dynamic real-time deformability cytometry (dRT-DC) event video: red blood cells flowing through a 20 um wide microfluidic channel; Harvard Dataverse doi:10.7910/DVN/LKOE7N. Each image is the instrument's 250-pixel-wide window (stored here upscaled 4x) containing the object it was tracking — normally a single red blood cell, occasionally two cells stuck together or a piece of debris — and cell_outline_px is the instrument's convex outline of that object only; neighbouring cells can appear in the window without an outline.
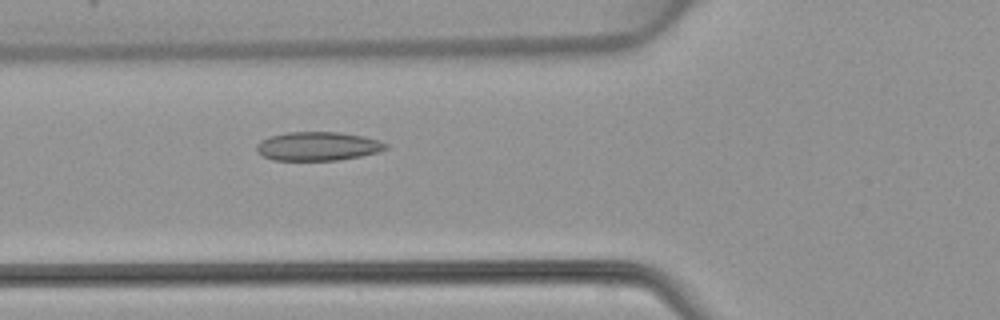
{"species": "common noctule bat (a hibernating species)", "species_latin": "Nyctalus noctula", "temperature_condition": "warm", "stored_images_in_passage": 48, "camera_frame_rate_fps": 3000, "um_per_image_px": 0.085, "animal": {"sex": "female", "body_mass_g": 22.7, "forearm_length_mm": 54.2}, "frame": {"image": 1, "passage_image": 18, "time_ms": 5.667, "image_size_px": [1000, 320], "cell_outline_px": [[388, 148], [376, 152], [360, 156], [340, 160], [272, 160], [256, 152], [256, 144], [260, 140], [268, 136], [288, 132], [340, 132], [364, 136], [380, 140], [388, 144]], "centroid_in_image_um": [26.99, 12.42], "position_along_channel_um": 98.8, "area_um2": 21.85}}
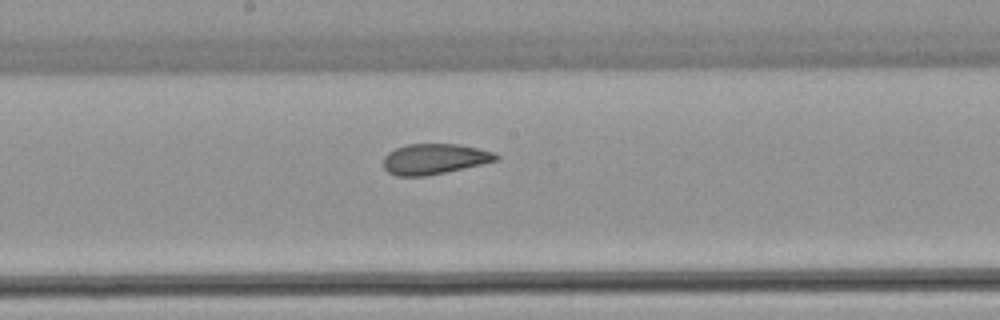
{"frame": {"image": 2, "passage_image": 26, "time_ms": 8.333, "image_size_px": [1000, 320], "cell_outline_px": [[500, 160], [464, 168], [424, 176], [396, 176], [388, 172], [384, 168], [384, 156], [388, 152], [396, 148], [408, 144], [460, 144], [496, 152], [500, 156]], "centroid_in_image_um": [36.96, 13.5], "position_along_channel_um": 211.2, "area_um2": 20.11}}
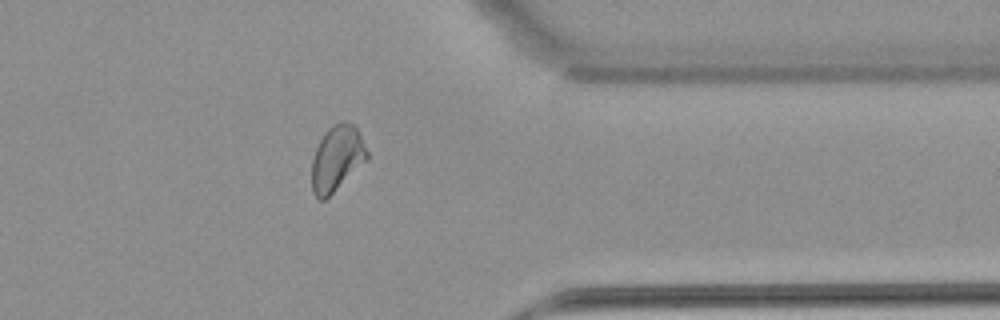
{"frame": {"image": 3, "passage_image": 39, "time_ms": 12.667, "image_size_px": [1000, 320], "cell_outline_px": [[368, 156], [324, 200], [320, 200], [312, 192], [312, 160], [316, 148], [320, 140], [328, 128], [332, 124], [340, 120], [348, 120], [360, 132], [368, 152]], "centroid_in_image_um": [28.61, 13.38], "position_along_channel_um": 382.8, "area_um2": 20.58}}